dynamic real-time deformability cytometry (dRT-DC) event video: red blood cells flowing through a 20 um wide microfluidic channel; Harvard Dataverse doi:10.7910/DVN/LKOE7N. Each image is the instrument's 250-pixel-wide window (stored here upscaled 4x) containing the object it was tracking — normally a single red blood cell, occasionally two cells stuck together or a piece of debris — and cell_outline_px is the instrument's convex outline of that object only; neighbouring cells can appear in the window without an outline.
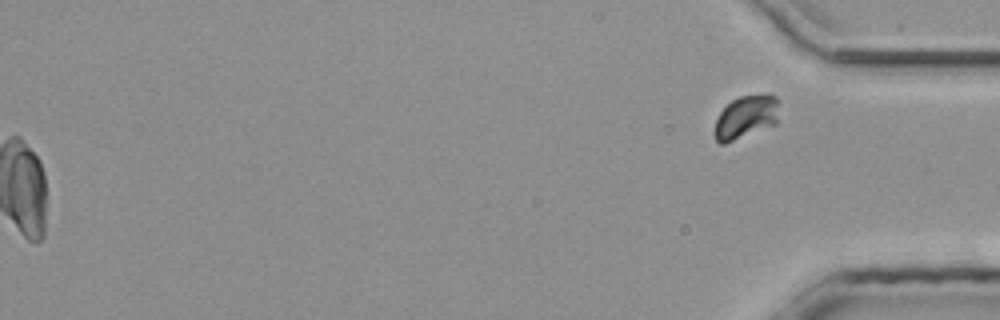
{"species": "common noctule bat (a hibernating species)", "species_latin": "Nyctalus noctula", "temperature_condition": "room temperature", "stored_images_in_passage": 31, "segment_of_instrument_passage": [2, 2], "camera_frame_rate_fps": 3000, "um_per_image_px": 0.085, "animal": {"sex": "male", "body_mass_g": 20.4}, "frame": {"image": 1, "passage_image": 31, "time_ms": 10.0, "image_size_px": [1000, 320], "cell_outline_px": [[780, 100], [776, 124], [724, 144], [720, 144], [716, 140], [712, 132], [716, 120], [720, 112], [732, 100], [740, 96], [764, 92], [768, 92], [776, 96]], "centroid_in_image_um": [63.42, 9.91], "position_along_channel_um": 371.8, "area_um2": 16.7}}